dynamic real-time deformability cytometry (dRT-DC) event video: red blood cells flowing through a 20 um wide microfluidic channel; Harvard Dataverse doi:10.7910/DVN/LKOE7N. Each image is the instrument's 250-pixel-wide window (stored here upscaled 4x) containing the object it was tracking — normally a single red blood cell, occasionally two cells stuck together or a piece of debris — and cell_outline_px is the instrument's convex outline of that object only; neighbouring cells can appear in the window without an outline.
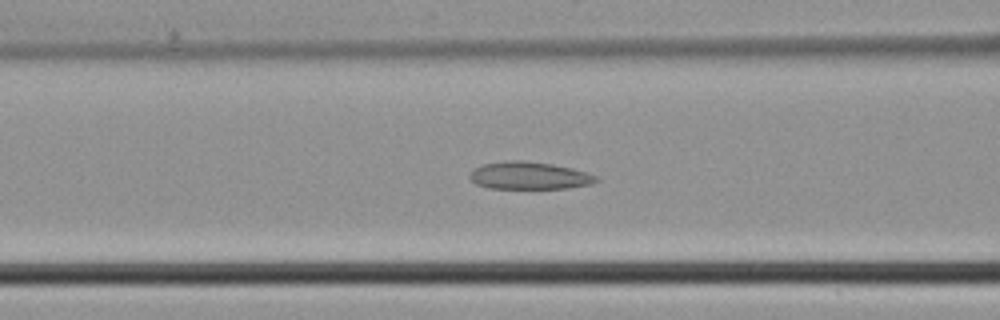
{"species": "common noctule bat (a hibernating species)", "species_latin": "Nyctalus noctula", "temperature_condition": "cold", "stored_images_in_passage": 22, "camera_frame_rate_fps": 3000, "um_per_image_px": 0.085, "animal": {"sex": "male", "body_mass_g": 21.5, "forearm_length_mm": 52.0}, "frame": {"image": 1, "passage_image": 4, "time_ms": 1.0, "image_size_px": [1000, 320], "cell_outline_px": [[600, 180], [592, 184], [568, 188], [488, 188], [476, 184], [468, 176], [472, 168], [484, 164], [508, 160], [520, 160], [552, 164], [572, 168], [600, 176]], "centroid_in_image_um": [45.0, 14.92], "position_along_channel_um": 121.6, "area_um2": 20.4}}
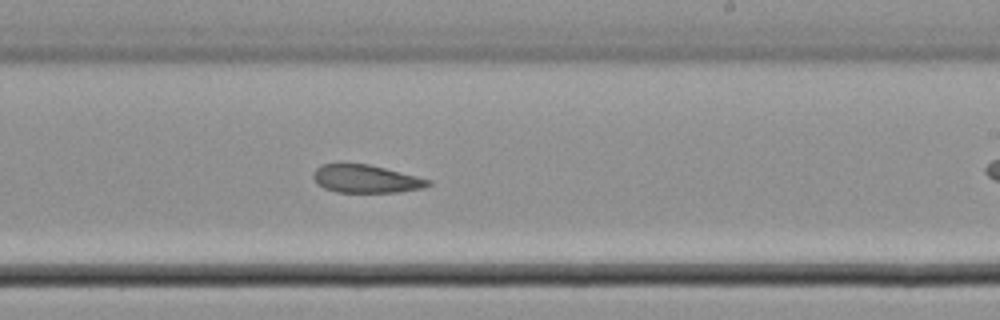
{"frame": {"image": 2, "passage_image": 13, "time_ms": 4.0, "image_size_px": [1000, 320], "cell_outline_px": [[432, 184], [424, 188], [400, 192], [336, 192], [324, 188], [316, 184], [312, 176], [316, 168], [320, 164], [368, 164], [432, 180]], "centroid_in_image_um": [31.1, 15.21], "position_along_channel_um": 257.9, "area_um2": 18.73}}
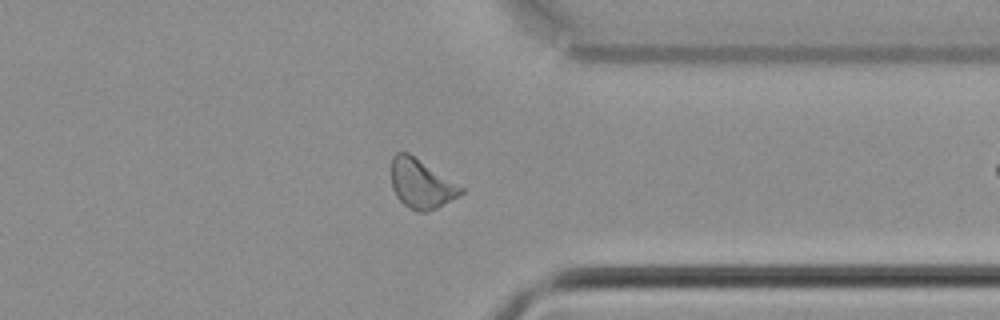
{"frame": {"image": 3, "passage_image": 21, "time_ms": 6.667, "image_size_px": [1000, 320], "cell_outline_px": [[464, 192], [460, 196], [428, 212], [420, 212], [408, 208], [396, 196], [392, 188], [392, 156], [396, 152], [408, 152], [464, 188]], "centroid_in_image_um": [35.8, 15.64], "position_along_channel_um": 375.6, "area_um2": 19.88}}